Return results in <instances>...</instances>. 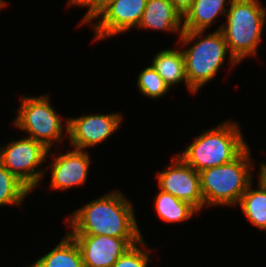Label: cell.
<instances>
[{
    "mask_svg": "<svg viewBox=\"0 0 266 267\" xmlns=\"http://www.w3.org/2000/svg\"><path fill=\"white\" fill-rule=\"evenodd\" d=\"M67 220L69 235H106L143 238L133 206L119 191H113L77 209Z\"/></svg>",
    "mask_w": 266,
    "mask_h": 267,
    "instance_id": "obj_1",
    "label": "cell"
},
{
    "mask_svg": "<svg viewBox=\"0 0 266 267\" xmlns=\"http://www.w3.org/2000/svg\"><path fill=\"white\" fill-rule=\"evenodd\" d=\"M226 12L227 24L218 27L229 49V62L238 65L257 53L266 22V8L259 0H231Z\"/></svg>",
    "mask_w": 266,
    "mask_h": 267,
    "instance_id": "obj_2",
    "label": "cell"
},
{
    "mask_svg": "<svg viewBox=\"0 0 266 267\" xmlns=\"http://www.w3.org/2000/svg\"><path fill=\"white\" fill-rule=\"evenodd\" d=\"M240 129L233 121L220 123L197 136L178 155L197 172L231 162L248 147Z\"/></svg>",
    "mask_w": 266,
    "mask_h": 267,
    "instance_id": "obj_3",
    "label": "cell"
},
{
    "mask_svg": "<svg viewBox=\"0 0 266 267\" xmlns=\"http://www.w3.org/2000/svg\"><path fill=\"white\" fill-rule=\"evenodd\" d=\"M204 32L205 30L183 31L178 41L187 47L199 38L191 47L182 50L188 87L195 94L219 72L229 51L221 30L216 29L206 37H204Z\"/></svg>",
    "mask_w": 266,
    "mask_h": 267,
    "instance_id": "obj_4",
    "label": "cell"
},
{
    "mask_svg": "<svg viewBox=\"0 0 266 267\" xmlns=\"http://www.w3.org/2000/svg\"><path fill=\"white\" fill-rule=\"evenodd\" d=\"M251 161L248 146L231 162L200 171L204 206L237 205L253 180Z\"/></svg>",
    "mask_w": 266,
    "mask_h": 267,
    "instance_id": "obj_5",
    "label": "cell"
},
{
    "mask_svg": "<svg viewBox=\"0 0 266 267\" xmlns=\"http://www.w3.org/2000/svg\"><path fill=\"white\" fill-rule=\"evenodd\" d=\"M48 95L21 98L18 115L13 125L28 132V137L51 150L54 142L63 141V121L52 108Z\"/></svg>",
    "mask_w": 266,
    "mask_h": 267,
    "instance_id": "obj_6",
    "label": "cell"
},
{
    "mask_svg": "<svg viewBox=\"0 0 266 267\" xmlns=\"http://www.w3.org/2000/svg\"><path fill=\"white\" fill-rule=\"evenodd\" d=\"M49 152L51 151L42 143L25 137L20 140H12L9 144L0 147V162L33 191L45 174L44 169L37 170L36 168L47 160Z\"/></svg>",
    "mask_w": 266,
    "mask_h": 267,
    "instance_id": "obj_7",
    "label": "cell"
},
{
    "mask_svg": "<svg viewBox=\"0 0 266 267\" xmlns=\"http://www.w3.org/2000/svg\"><path fill=\"white\" fill-rule=\"evenodd\" d=\"M147 0H108L87 22L93 25L94 40L113 37L138 27Z\"/></svg>",
    "mask_w": 266,
    "mask_h": 267,
    "instance_id": "obj_8",
    "label": "cell"
},
{
    "mask_svg": "<svg viewBox=\"0 0 266 267\" xmlns=\"http://www.w3.org/2000/svg\"><path fill=\"white\" fill-rule=\"evenodd\" d=\"M121 121L122 115L112 112L68 118L64 125L70 145L85 150L107 140L118 130Z\"/></svg>",
    "mask_w": 266,
    "mask_h": 267,
    "instance_id": "obj_9",
    "label": "cell"
},
{
    "mask_svg": "<svg viewBox=\"0 0 266 267\" xmlns=\"http://www.w3.org/2000/svg\"><path fill=\"white\" fill-rule=\"evenodd\" d=\"M157 179L159 190L190 203L198 211H201L204 207L199 172L187 164L179 155L172 157V163L168 168L166 167L164 171L158 172Z\"/></svg>",
    "mask_w": 266,
    "mask_h": 267,
    "instance_id": "obj_10",
    "label": "cell"
},
{
    "mask_svg": "<svg viewBox=\"0 0 266 267\" xmlns=\"http://www.w3.org/2000/svg\"><path fill=\"white\" fill-rule=\"evenodd\" d=\"M77 243L84 267H112L143 238H116L106 235H70Z\"/></svg>",
    "mask_w": 266,
    "mask_h": 267,
    "instance_id": "obj_11",
    "label": "cell"
},
{
    "mask_svg": "<svg viewBox=\"0 0 266 267\" xmlns=\"http://www.w3.org/2000/svg\"><path fill=\"white\" fill-rule=\"evenodd\" d=\"M51 157L53 160L49 166L52 169V189L66 191L86 182L90 165V157L86 151L74 148V151L60 153L56 158Z\"/></svg>",
    "mask_w": 266,
    "mask_h": 267,
    "instance_id": "obj_12",
    "label": "cell"
},
{
    "mask_svg": "<svg viewBox=\"0 0 266 267\" xmlns=\"http://www.w3.org/2000/svg\"><path fill=\"white\" fill-rule=\"evenodd\" d=\"M138 28L183 33V16L169 0H147Z\"/></svg>",
    "mask_w": 266,
    "mask_h": 267,
    "instance_id": "obj_13",
    "label": "cell"
},
{
    "mask_svg": "<svg viewBox=\"0 0 266 267\" xmlns=\"http://www.w3.org/2000/svg\"><path fill=\"white\" fill-rule=\"evenodd\" d=\"M231 0H194L191 8L183 16V30L197 31L208 29L221 13L226 12L224 8Z\"/></svg>",
    "mask_w": 266,
    "mask_h": 267,
    "instance_id": "obj_14",
    "label": "cell"
},
{
    "mask_svg": "<svg viewBox=\"0 0 266 267\" xmlns=\"http://www.w3.org/2000/svg\"><path fill=\"white\" fill-rule=\"evenodd\" d=\"M151 66L163 78L168 87L184 81L190 92H195L188 87L185 73V60L182 51L178 49L160 50L153 58Z\"/></svg>",
    "mask_w": 266,
    "mask_h": 267,
    "instance_id": "obj_15",
    "label": "cell"
},
{
    "mask_svg": "<svg viewBox=\"0 0 266 267\" xmlns=\"http://www.w3.org/2000/svg\"><path fill=\"white\" fill-rule=\"evenodd\" d=\"M36 261L42 267H84L80 249L68 233L56 247Z\"/></svg>",
    "mask_w": 266,
    "mask_h": 267,
    "instance_id": "obj_16",
    "label": "cell"
},
{
    "mask_svg": "<svg viewBox=\"0 0 266 267\" xmlns=\"http://www.w3.org/2000/svg\"><path fill=\"white\" fill-rule=\"evenodd\" d=\"M252 183L238 203L247 219L257 228L266 231V184L259 178L258 188Z\"/></svg>",
    "mask_w": 266,
    "mask_h": 267,
    "instance_id": "obj_17",
    "label": "cell"
},
{
    "mask_svg": "<svg viewBox=\"0 0 266 267\" xmlns=\"http://www.w3.org/2000/svg\"><path fill=\"white\" fill-rule=\"evenodd\" d=\"M154 208L158 217L168 223L185 222L199 212L193 205L162 190L155 196Z\"/></svg>",
    "mask_w": 266,
    "mask_h": 267,
    "instance_id": "obj_18",
    "label": "cell"
},
{
    "mask_svg": "<svg viewBox=\"0 0 266 267\" xmlns=\"http://www.w3.org/2000/svg\"><path fill=\"white\" fill-rule=\"evenodd\" d=\"M32 192L0 162V206L20 205Z\"/></svg>",
    "mask_w": 266,
    "mask_h": 267,
    "instance_id": "obj_19",
    "label": "cell"
},
{
    "mask_svg": "<svg viewBox=\"0 0 266 267\" xmlns=\"http://www.w3.org/2000/svg\"><path fill=\"white\" fill-rule=\"evenodd\" d=\"M138 75L137 87L145 97L157 99L164 96L170 89L151 65L142 70Z\"/></svg>",
    "mask_w": 266,
    "mask_h": 267,
    "instance_id": "obj_20",
    "label": "cell"
},
{
    "mask_svg": "<svg viewBox=\"0 0 266 267\" xmlns=\"http://www.w3.org/2000/svg\"><path fill=\"white\" fill-rule=\"evenodd\" d=\"M144 238L137 244L130 247L112 267H147L150 260L149 251H144L138 246L145 247Z\"/></svg>",
    "mask_w": 266,
    "mask_h": 267,
    "instance_id": "obj_21",
    "label": "cell"
},
{
    "mask_svg": "<svg viewBox=\"0 0 266 267\" xmlns=\"http://www.w3.org/2000/svg\"><path fill=\"white\" fill-rule=\"evenodd\" d=\"M106 3V0H70L71 6L88 7V11L84 15L80 24H87V22L97 13V11Z\"/></svg>",
    "mask_w": 266,
    "mask_h": 267,
    "instance_id": "obj_22",
    "label": "cell"
},
{
    "mask_svg": "<svg viewBox=\"0 0 266 267\" xmlns=\"http://www.w3.org/2000/svg\"><path fill=\"white\" fill-rule=\"evenodd\" d=\"M175 9L184 16L187 11L191 8L194 0H169Z\"/></svg>",
    "mask_w": 266,
    "mask_h": 267,
    "instance_id": "obj_23",
    "label": "cell"
},
{
    "mask_svg": "<svg viewBox=\"0 0 266 267\" xmlns=\"http://www.w3.org/2000/svg\"><path fill=\"white\" fill-rule=\"evenodd\" d=\"M260 172H259V177L260 179L266 184V163H260Z\"/></svg>",
    "mask_w": 266,
    "mask_h": 267,
    "instance_id": "obj_24",
    "label": "cell"
},
{
    "mask_svg": "<svg viewBox=\"0 0 266 267\" xmlns=\"http://www.w3.org/2000/svg\"><path fill=\"white\" fill-rule=\"evenodd\" d=\"M29 267H42V266L37 261H35Z\"/></svg>",
    "mask_w": 266,
    "mask_h": 267,
    "instance_id": "obj_25",
    "label": "cell"
},
{
    "mask_svg": "<svg viewBox=\"0 0 266 267\" xmlns=\"http://www.w3.org/2000/svg\"><path fill=\"white\" fill-rule=\"evenodd\" d=\"M6 1H4V0H0V10L3 8V7H5L6 6Z\"/></svg>",
    "mask_w": 266,
    "mask_h": 267,
    "instance_id": "obj_26",
    "label": "cell"
}]
</instances>
